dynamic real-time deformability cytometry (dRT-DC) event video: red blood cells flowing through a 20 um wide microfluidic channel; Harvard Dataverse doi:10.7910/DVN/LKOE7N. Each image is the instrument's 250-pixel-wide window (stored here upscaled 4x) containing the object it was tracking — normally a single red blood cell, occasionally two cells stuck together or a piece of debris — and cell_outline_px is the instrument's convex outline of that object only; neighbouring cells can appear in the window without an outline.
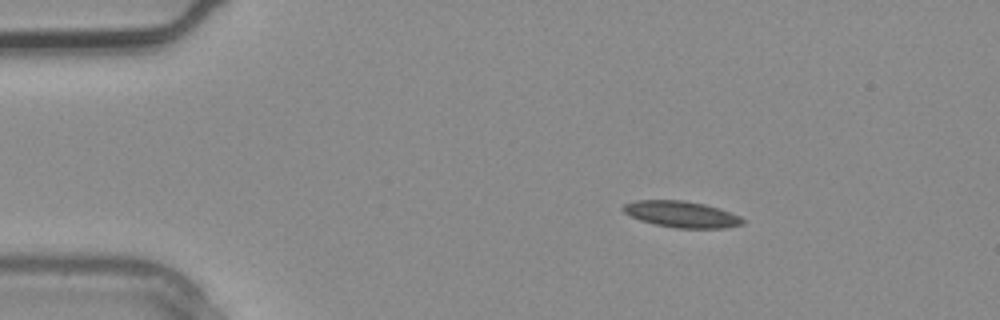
{"species": "common noctule bat (a hibernating species)", "species_latin": "Nyctalus noctula", "temperature_condition": "warm", "stored_images_in_passage": 2, "camera_frame_rate_fps": 3000, "um_per_image_px": 0.085, "animal": {"sex": "male", "body_mass_g": 20.4}, "frame": {"image": 1, "passage_image": 1, "time_ms": 0.0, "image_size_px": [1000, 320], "cell_outline_px": [[744, 224], [728, 228], [676, 228], [656, 224], [640, 220], [624, 212], [620, 208], [624, 204], [636, 200], [684, 200], [704, 204], [720, 208], [740, 216], [744, 220]], "centroid_in_image_um": [57.95, 18.21], "position_along_channel_um": 27.0, "area_um2": 18.38}}